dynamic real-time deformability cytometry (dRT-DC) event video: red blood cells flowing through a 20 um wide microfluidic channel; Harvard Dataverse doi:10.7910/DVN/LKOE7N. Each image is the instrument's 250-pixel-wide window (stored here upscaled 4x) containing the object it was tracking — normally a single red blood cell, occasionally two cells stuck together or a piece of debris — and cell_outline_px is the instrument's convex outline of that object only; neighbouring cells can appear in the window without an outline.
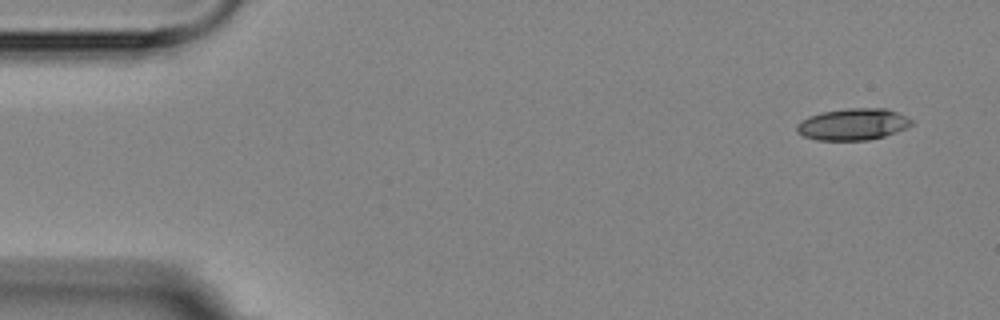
{"species": "Egyptian fruit bat (a non-hibernating species)", "species_latin": "Rousettus aegyptiacus", "temperature_condition": "room temperature", "stored_images_in_passage": 5, "segment_of_instrument_passage": [1, 2], "camera_frame_rate_fps": 3000, "um_per_image_px": 0.085, "animal": {"sex": "female"}, "frame": {"image": 1, "passage_image": 1, "time_ms": 0.0, "image_size_px": [1000, 320], "cell_outline_px": [[912, 124], [908, 128], [884, 136], [868, 140], [816, 140], [804, 136], [796, 132], [796, 124], [800, 120], [808, 116], [820, 112], [844, 108], [888, 108], [908, 116], [912, 120]], "centroid_in_image_um": [72.49, 10.55], "position_along_channel_um": 12.5, "area_um2": 21.56}}
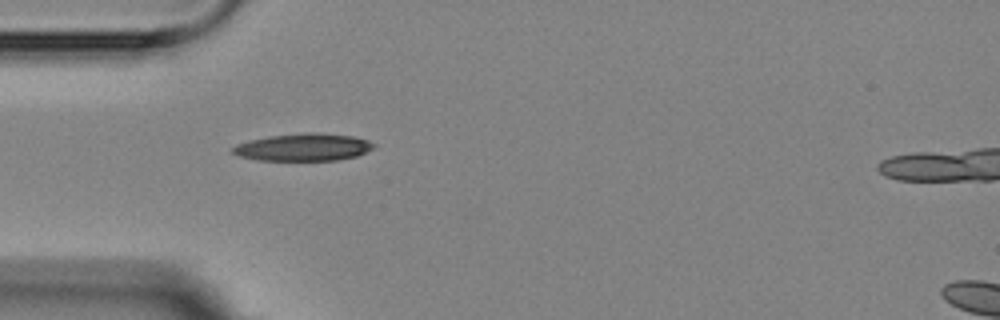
{"frame": {"image": 2, "passage_image": 4, "time_ms": 4.333, "image_size_px": [1000, 320], "cell_outline_px": [[376, 148], [356, 156], [336, 160], [256, 160], [240, 156], [228, 152], [228, 148], [236, 144], [248, 140], [268, 136], [304, 132], [320, 132], [352, 136], [368, 140], [376, 144]], "centroid_in_image_um": [25.74, 12.5], "position_along_channel_um": 59.3, "area_um2": 22.95}}